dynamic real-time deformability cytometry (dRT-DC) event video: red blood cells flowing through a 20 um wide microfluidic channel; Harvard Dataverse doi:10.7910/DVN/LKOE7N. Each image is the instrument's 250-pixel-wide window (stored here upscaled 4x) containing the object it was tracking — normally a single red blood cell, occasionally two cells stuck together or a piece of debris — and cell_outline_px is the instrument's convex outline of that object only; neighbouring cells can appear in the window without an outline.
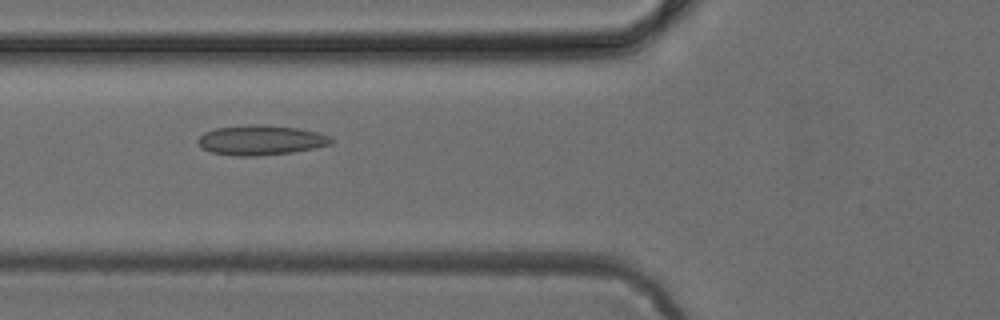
{"species": "common noctule bat (a hibernating species)", "species_latin": "Nyctalus noctula", "temperature_condition": "cold", "stored_images_in_passage": 36, "camera_frame_rate_fps": 3000, "um_per_image_px": 0.085, "animal": {"sex": "female", "body_mass_g": 24.6, "forearm_length_mm": 56.2}, "frame": {"image": 1, "passage_image": 5, "time_ms": 1.333, "image_size_px": [1000, 320], "cell_outline_px": [[332, 144], [316, 148], [292, 152], [256, 156], [236, 156], [212, 152], [204, 148], [196, 140], [204, 132], [216, 128], [248, 124], [260, 124], [300, 128], [320, 132], [332, 136]], "centroid_in_image_um": [22.22, 11.9], "position_along_channel_um": 103.6, "area_um2": 23.35}}
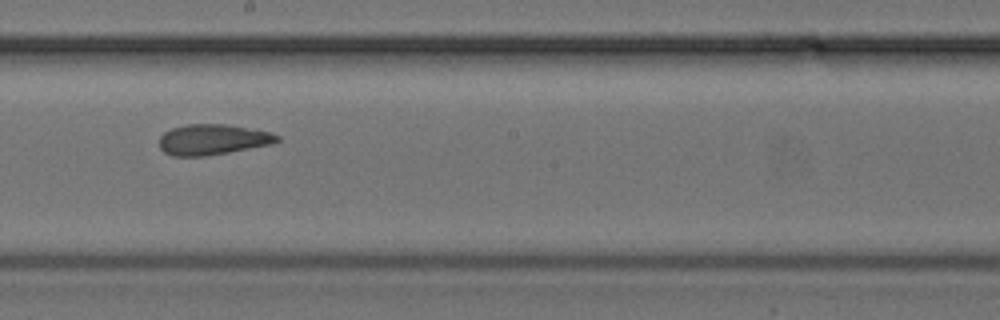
{"frame": {"image": 2, "passage_image": 14, "time_ms": 4.333, "image_size_px": [1000, 320], "cell_outline_px": [[280, 140], [272, 144], [208, 156], [172, 156], [164, 152], [160, 148], [160, 136], [164, 132], [172, 128], [188, 124], [224, 124], [256, 128], [272, 132], [280, 136]], "centroid_in_image_um": [18.12, 11.85], "position_along_channel_um": 230.1, "area_um2": 21.27}}
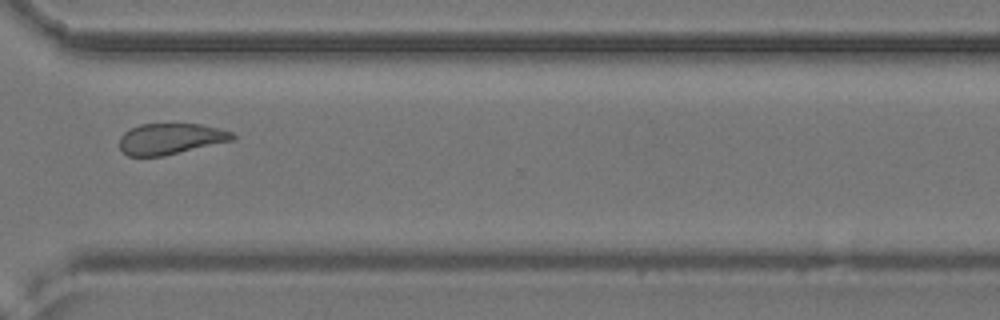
{"frame": {"image": 3, "passage_image": 23, "time_ms": 7.333, "image_size_px": [1000, 320], "cell_outline_px": [[236, 140], [164, 156], [128, 156], [120, 148], [120, 136], [124, 132], [140, 124], [200, 124], [232, 132], [236, 136]], "centroid_in_image_um": [14.52, 11.81], "position_along_channel_um": 356.1, "area_um2": 20.46}}